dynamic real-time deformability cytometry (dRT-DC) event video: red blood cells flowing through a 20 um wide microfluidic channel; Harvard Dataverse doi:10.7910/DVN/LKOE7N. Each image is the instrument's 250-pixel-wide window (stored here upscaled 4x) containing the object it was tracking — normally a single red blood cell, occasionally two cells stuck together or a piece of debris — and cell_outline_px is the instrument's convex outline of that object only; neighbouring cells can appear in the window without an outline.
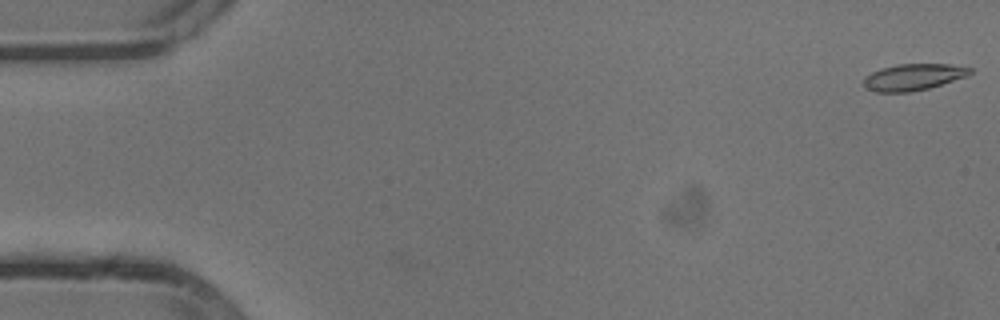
{"species": "common noctule bat (a hibernating species)", "species_latin": "Nyctalus noctula", "temperature_condition": "cold", "stored_images_in_passage": 54, "camera_frame_rate_fps": 3000, "um_per_image_px": 0.085, "animal": {"sex": "male", "body_mass_g": 13.3}, "frame": {"image": 1, "passage_image": 1, "time_ms": 0.0, "image_size_px": [1000, 320], "cell_outline_px": [[972, 72], [968, 76], [928, 88], [912, 92], [876, 92], [868, 88], [864, 84], [864, 76], [872, 72], [896, 64], [948, 64], [972, 68]], "centroid_in_image_um": [77.65, 6.55], "position_along_channel_um": 7.3, "area_um2": 16.3}}
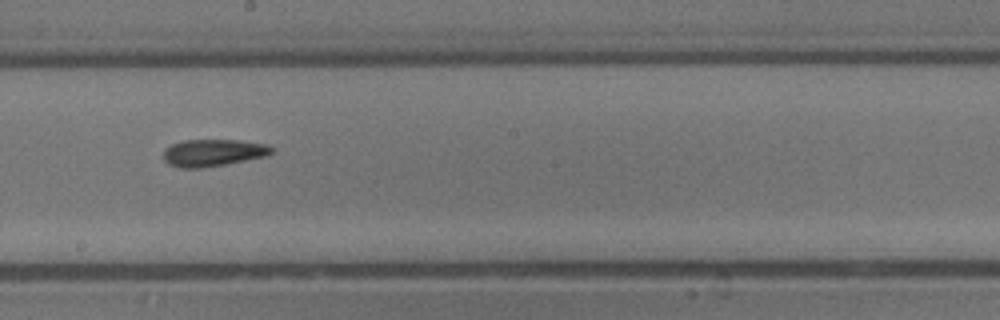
{"frame": {"image": 2, "passage_image": 30, "time_ms": 9.667, "image_size_px": [1000, 320], "cell_outline_px": [[276, 152], [268, 156], [228, 164], [200, 168], [180, 168], [168, 164], [164, 160], [164, 148], [172, 144], [184, 140], [240, 140], [268, 144], [276, 148]], "centroid_in_image_um": [18.19, 12.98], "position_along_channel_um": 230.0, "area_um2": 17.51}}
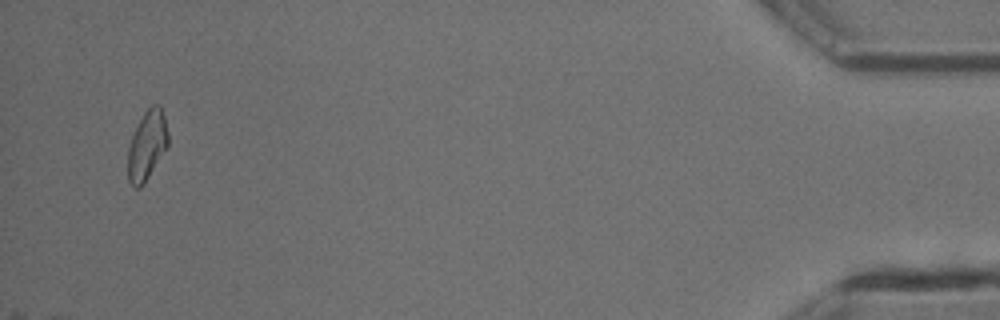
{"frame": {"image": 3, "passage_image": 52, "time_ms": 17.0, "image_size_px": [1000, 320], "cell_outline_px": [[168, 148], [144, 184], [140, 188], [136, 188], [128, 180], [128, 148], [132, 136], [144, 112], [152, 104], [160, 104], [164, 116], [168, 132]], "centroid_in_image_um": [12.52, 12.37], "position_along_channel_um": 422.7, "area_um2": 16.36}, "authors_computed_cell_mechanics": {"area_um2": 16.8198, "velocity_mm_per_s": 3.8084, "shape_relaxation_time_tau1_ms": 9.5627, "shape_relaxation_time_tau2_ms": 7.7564, "deformation_change_tau1": 0.1791, "deformation_change_tau2": 0.1634}}